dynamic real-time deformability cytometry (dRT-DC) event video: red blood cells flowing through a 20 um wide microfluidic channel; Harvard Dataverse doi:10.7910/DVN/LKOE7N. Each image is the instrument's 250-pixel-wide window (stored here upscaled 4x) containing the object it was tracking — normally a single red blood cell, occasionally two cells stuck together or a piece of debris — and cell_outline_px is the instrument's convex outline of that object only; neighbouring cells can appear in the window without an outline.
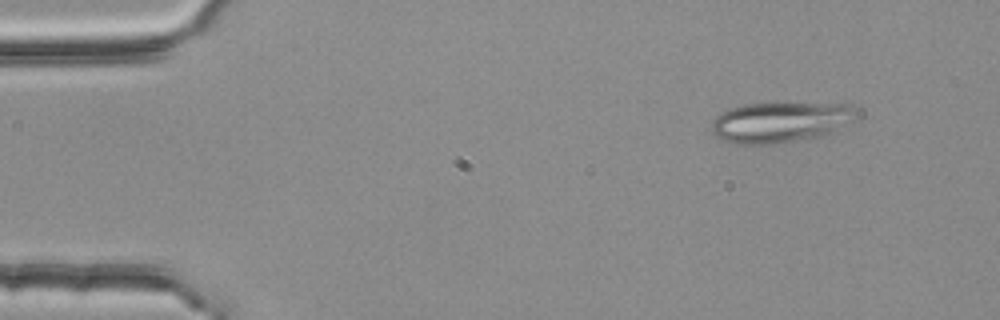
{"species": "common noctule bat (a hibernating species)", "species_latin": "Nyctalus noctula", "temperature_condition": "room temperature", "stored_images_in_passage": 2, "camera_frame_rate_fps": 3000, "um_per_image_px": 0.085, "animal": {"sex": "female", "body_mass_g": 25.1}, "frame": {"image": 1, "passage_image": 1, "time_ms": 0.0, "image_size_px": [1000, 320], "cell_outline_px": [[860, 112], [856, 120], [820, 136], [804, 140], [772, 144], [736, 144], [720, 140], [712, 132], [712, 120], [720, 112], [728, 108], [744, 104], [772, 100], [776, 100], [852, 104]], "centroid_in_image_um": [66.36, 10.32], "position_along_channel_um": 18.6, "area_um2": 36.07}}